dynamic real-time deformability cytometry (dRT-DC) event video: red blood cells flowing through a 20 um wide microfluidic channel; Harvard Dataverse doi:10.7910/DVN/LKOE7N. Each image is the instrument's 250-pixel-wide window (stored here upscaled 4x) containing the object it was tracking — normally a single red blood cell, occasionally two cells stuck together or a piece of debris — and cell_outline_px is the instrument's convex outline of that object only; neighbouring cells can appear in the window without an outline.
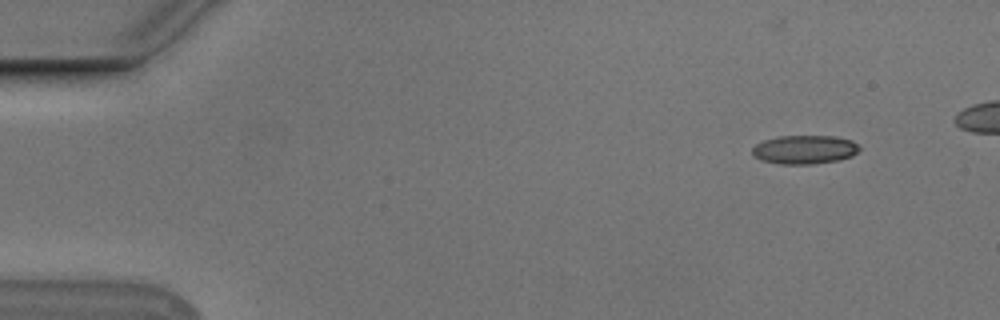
{"species": "Egyptian fruit bat (a non-hibernating species)", "species_latin": "Rousettus aegyptiacus", "temperature_condition": "cold", "stored_images_in_passage": 46, "camera_frame_rate_fps": 3000, "um_per_image_px": 0.085, "animal": {"sex": "male"}, "frame": {"image": 1, "passage_image": 1, "time_ms": 0.0, "image_size_px": [1000, 320], "cell_outline_px": [[860, 148], [852, 156], [840, 160], [812, 164], [780, 164], [760, 160], [752, 156], [752, 148], [756, 144], [764, 140], [780, 136], [832, 136], [852, 140]], "centroid_in_image_um": [68.36, 12.72], "position_along_channel_um": 16.6, "area_um2": 17.98}}
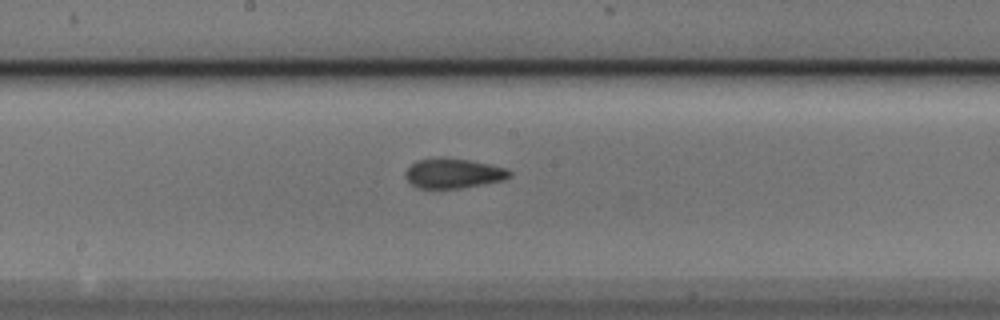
{"frame": {"image": 2, "passage_image": 25, "time_ms": 8.0, "image_size_px": [1000, 320], "cell_outline_px": [[512, 176], [504, 180], [484, 184], [460, 188], [420, 188], [412, 184], [404, 176], [404, 172], [416, 160], [432, 156], [468, 160], [488, 164], [504, 168], [512, 172]], "centroid_in_image_um": [38.51, 14.72], "position_along_channel_um": 209.7, "area_um2": 18.15}}
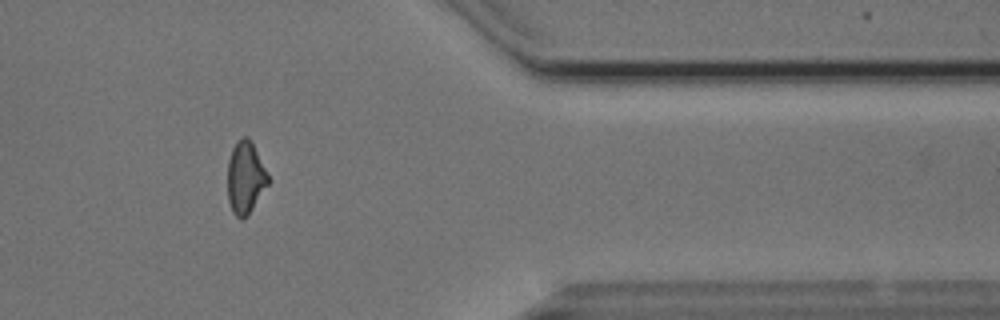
{"frame": {"image": 3, "passage_image": 41, "time_ms": 13.333, "image_size_px": [1000, 320], "cell_outline_px": [[268, 184], [248, 216], [244, 220], [240, 220], [232, 212], [228, 200], [228, 160], [232, 148], [236, 140], [244, 136], [248, 136], [268, 176]], "centroid_in_image_um": [20.83, 15.14], "position_along_channel_um": 390.6, "area_um2": 16.94}, "authors_computed_cell_mechanics": {"area_um2": 17.8313, "velocity_mm_per_s": 3.7642, "shape_relaxation_time_tau1_ms": null, "shape_relaxation_time_tau2_ms": 2.2005, "deformation_change_tau1": null, "deformation_change_tau2": 0.0843}}